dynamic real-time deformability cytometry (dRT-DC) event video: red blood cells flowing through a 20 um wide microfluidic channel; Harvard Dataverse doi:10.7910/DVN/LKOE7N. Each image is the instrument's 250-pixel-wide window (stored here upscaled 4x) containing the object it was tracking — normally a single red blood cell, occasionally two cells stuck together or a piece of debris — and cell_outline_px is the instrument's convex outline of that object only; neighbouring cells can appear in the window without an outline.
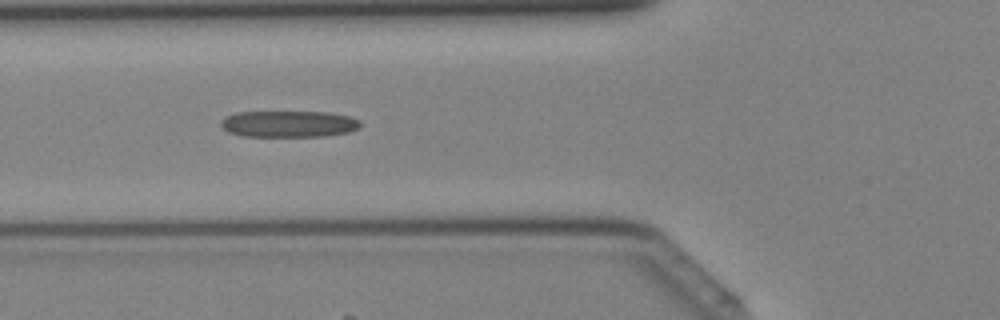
{"species": "Egyptian fruit bat (a non-hibernating species)", "species_latin": "Rousettus aegyptiacus", "temperature_condition": "cold", "stored_images_in_passage": 22, "camera_frame_rate_fps": 3000, "um_per_image_px": 0.085, "animal": {"sex": "female"}, "frame": {"image": 1, "passage_image": 3, "time_ms": 0.667, "image_size_px": [1000, 320], "cell_outline_px": [[360, 124], [356, 128], [348, 132], [324, 136], [244, 136], [228, 132], [220, 124], [220, 120], [236, 112], [328, 112], [348, 116], [360, 120]], "centroid_in_image_um": [24.52, 10.53], "position_along_channel_um": 101.3, "area_um2": 21.33}}
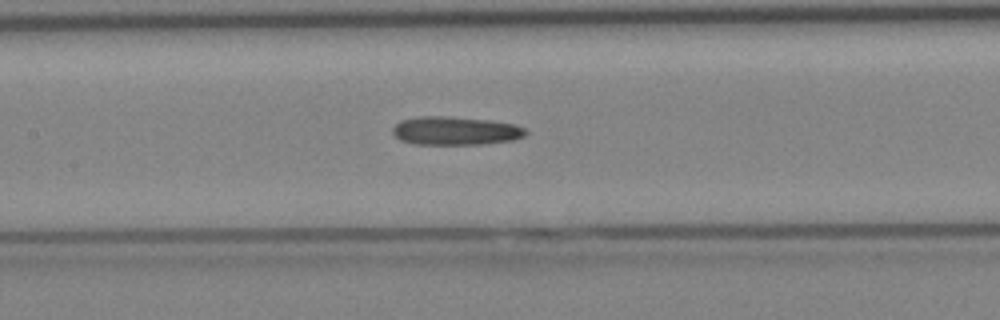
{"frame": {"image": 2, "passage_image": 7, "time_ms": 2.0, "image_size_px": [1000, 320], "cell_outline_px": [[528, 132], [524, 136], [512, 140], [484, 144], [416, 144], [400, 140], [392, 132], [392, 128], [400, 120], [420, 116], [444, 116], [488, 120], [516, 124], [524, 128]], "centroid_in_image_um": [38.71, 11.11], "position_along_channel_um": 168.7, "area_um2": 22.02}}
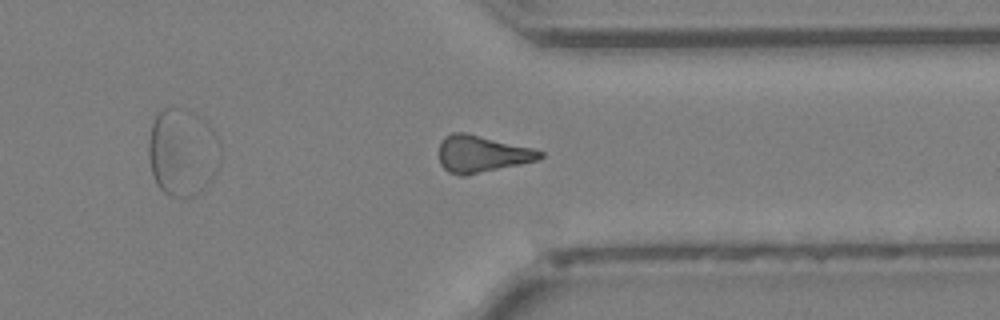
{"frame": {"image": 3, "passage_image": 19, "time_ms": 6.0, "image_size_px": [1000, 320], "cell_outline_px": [[544, 156], [540, 160], [464, 176], [460, 176], [448, 172], [440, 164], [440, 144], [444, 136], [452, 132], [468, 132], [532, 148], [544, 152]], "centroid_in_image_um": [40.96, 13.08], "position_along_channel_um": 370.4, "area_um2": 21.91}}